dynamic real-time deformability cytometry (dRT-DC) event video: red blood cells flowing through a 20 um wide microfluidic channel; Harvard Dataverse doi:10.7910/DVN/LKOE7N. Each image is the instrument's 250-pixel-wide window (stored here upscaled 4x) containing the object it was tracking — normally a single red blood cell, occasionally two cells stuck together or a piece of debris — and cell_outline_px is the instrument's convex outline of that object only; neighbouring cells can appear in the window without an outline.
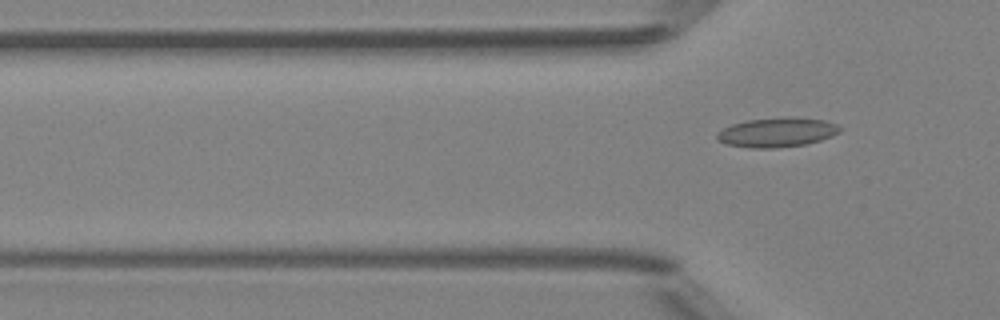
{"species": "Egyptian fruit bat (a non-hibernating species)", "species_latin": "Rousettus aegyptiacus", "temperature_condition": "room temperature", "stored_images_in_passage": 5, "camera_frame_rate_fps": 3000, "um_per_image_px": 0.085, "animal": {"sex": "female"}, "frame": {"image": 1, "passage_image": 5, "time_ms": 5.333, "image_size_px": [1000, 320], "cell_outline_px": [[840, 132], [832, 136], [820, 140], [804, 144], [776, 148], [748, 148], [724, 144], [716, 140], [716, 132], [732, 124], [748, 120], [796, 116], [824, 120], [836, 124], [840, 128]], "centroid_in_image_um": [66.01, 11.25], "position_along_channel_um": 59.8, "area_um2": 21.21}}